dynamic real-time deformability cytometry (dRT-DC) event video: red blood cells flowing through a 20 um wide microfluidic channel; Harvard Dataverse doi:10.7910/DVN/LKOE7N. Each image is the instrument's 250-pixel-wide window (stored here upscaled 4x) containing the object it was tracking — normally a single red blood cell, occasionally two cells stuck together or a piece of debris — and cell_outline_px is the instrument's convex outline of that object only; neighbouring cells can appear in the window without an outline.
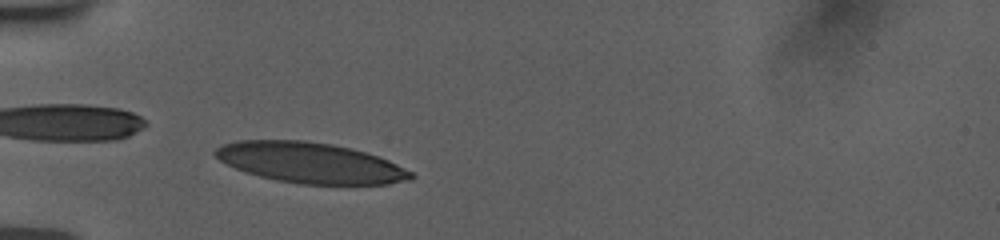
{"species": "human", "species_latin": "Homo sapiens", "temperature_condition": "room temperature", "stored_images_in_passage": 23, "camera_frame_rate_fps": 3000, "um_per_image_px": 0.085, "donor": {"sex": "female"}, "frame": {"image": 1, "passage_image": 2, "time_ms": 0.667, "image_size_px": [1000, 240], "cell_outline_px": [[416, 176], [412, 180], [388, 184], [300, 184], [276, 180], [244, 172], [220, 160], [212, 152], [216, 148], [224, 144], [244, 140], [296, 140], [328, 144], [348, 148], [364, 152], [388, 160], [412, 172]], "centroid_in_image_um": [26.38, 13.85], "position_along_channel_um": 58.6, "area_um2": 45.72}}
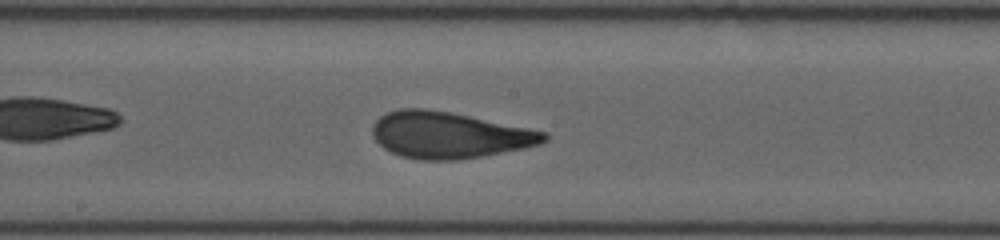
{"frame": {"image": 2, "passage_image": 12, "time_ms": 5.0, "image_size_px": [1000, 240], "cell_outline_px": [[548, 140], [540, 144], [524, 148], [460, 160], [416, 160], [400, 156], [384, 148], [376, 140], [372, 132], [372, 128], [376, 120], [380, 116], [388, 112], [400, 108], [420, 108], [448, 112], [544, 132], [548, 136]], "centroid_in_image_um": [38.12, 11.5], "position_along_channel_um": 210.1, "area_um2": 45.78}}
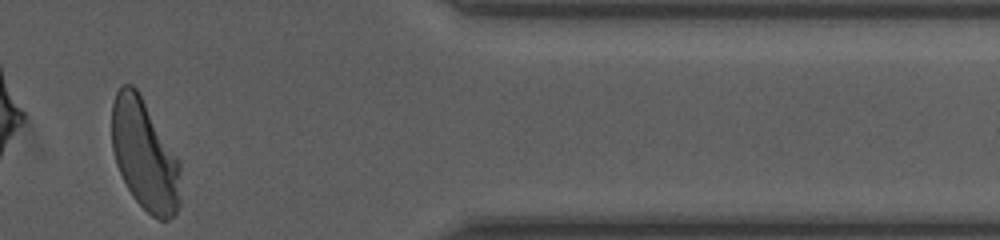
{"frame": {"image": 3, "passage_image": 22, "time_ms": 10.667, "image_size_px": [1000, 240], "cell_outline_px": [[180, 204], [176, 216], [168, 220], [160, 220], [152, 216], [132, 196], [116, 164], [112, 148], [112, 104], [116, 92], [124, 84], [132, 84], [136, 88], [180, 160]], "centroid_in_image_um": [12.31, 13.2], "position_along_channel_um": 399.1, "area_um2": 44.39}, "authors_computed_cell_mechanics": {"area_um2": 45.373, "velocity_mm_per_s": 3.751, "shape_relaxation_time_tau1_ms": 6.0897, "shape_relaxation_time_tau2_ms": null, "deformation_change_tau1": 0.2261, "deformation_change_tau2": null}}